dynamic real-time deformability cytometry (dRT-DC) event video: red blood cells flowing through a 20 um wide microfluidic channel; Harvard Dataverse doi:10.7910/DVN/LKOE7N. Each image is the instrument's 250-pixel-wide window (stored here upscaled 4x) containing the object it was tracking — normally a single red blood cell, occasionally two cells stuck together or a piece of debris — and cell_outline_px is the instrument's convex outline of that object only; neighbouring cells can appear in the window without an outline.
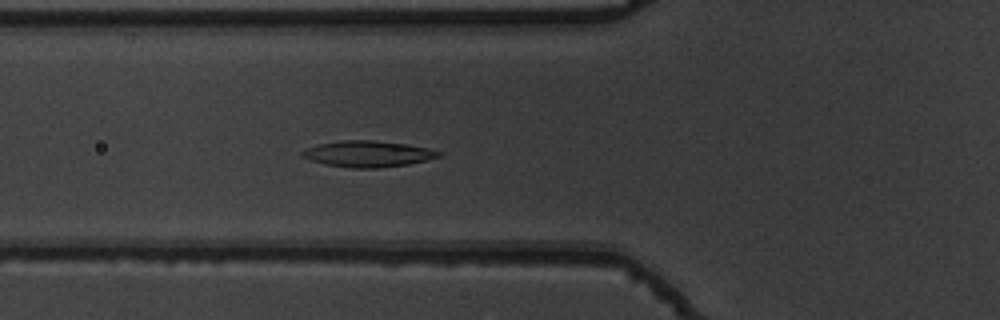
{"species": "common noctule bat (a hibernating species)", "species_latin": "Nyctalus noctula", "temperature_condition": "warm", "stored_images_in_passage": 29, "camera_frame_rate_fps": 3000, "um_per_image_px": 0.085, "animal": {"sex": "male", "body_mass_g": 19.5, "forearm_length_mm": 54.6}, "frame": {"image": 1, "passage_image": 8, "time_ms": 2.333, "image_size_px": [1000, 320], "cell_outline_px": [[440, 156], [408, 164], [376, 168], [352, 168], [324, 164], [300, 156], [300, 152], [308, 148], [320, 144], [340, 140], [372, 140], [404, 144], [428, 148], [440, 152]], "centroid_in_image_um": [31.22, 13.08], "position_along_channel_um": 94.6, "area_um2": 20.46}}
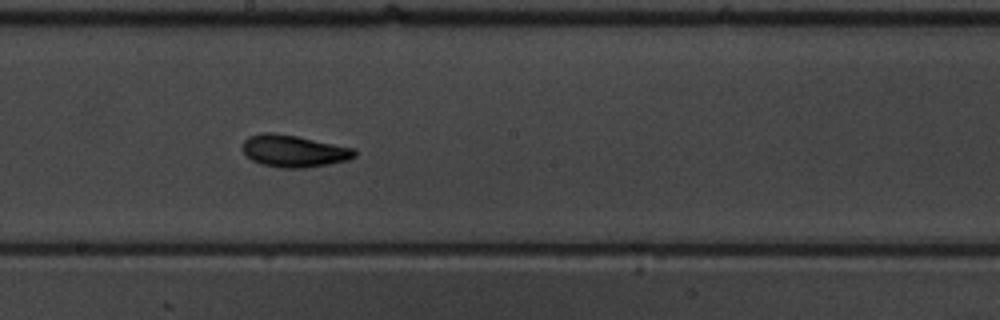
{"frame": {"image": 2, "passage_image": 18, "time_ms": 5.667, "image_size_px": [1000, 320], "cell_outline_px": [[356, 156], [348, 160], [328, 164], [304, 168], [280, 168], [260, 164], [252, 160], [244, 152], [244, 140], [248, 136], [264, 132], [272, 132], [296, 136], [356, 148]], "centroid_in_image_um": [25.0, 12.84], "position_along_channel_um": 223.2, "area_um2": 20.92}}
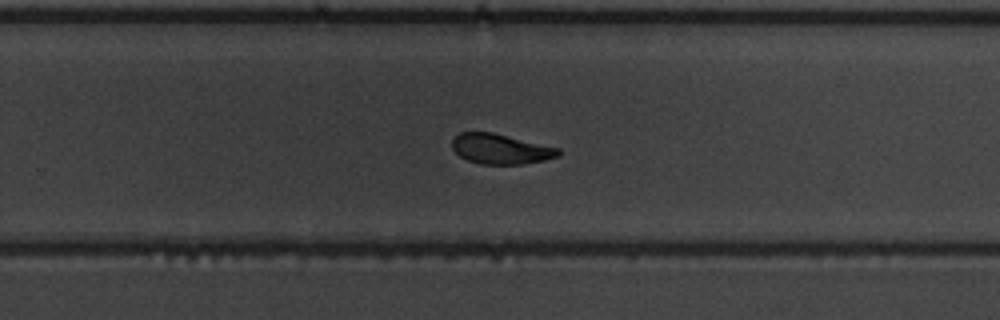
{"frame": {"image": 3, "passage_image": 23, "time_ms": 7.333, "image_size_px": [1000, 320], "cell_outline_px": [[560, 156], [544, 160], [524, 164], [480, 164], [468, 160], [460, 156], [452, 148], [452, 140], [460, 132], [492, 132], [560, 148]], "centroid_in_image_um": [42.57, 12.66], "position_along_channel_um": 287.2, "area_um2": 18.61}}